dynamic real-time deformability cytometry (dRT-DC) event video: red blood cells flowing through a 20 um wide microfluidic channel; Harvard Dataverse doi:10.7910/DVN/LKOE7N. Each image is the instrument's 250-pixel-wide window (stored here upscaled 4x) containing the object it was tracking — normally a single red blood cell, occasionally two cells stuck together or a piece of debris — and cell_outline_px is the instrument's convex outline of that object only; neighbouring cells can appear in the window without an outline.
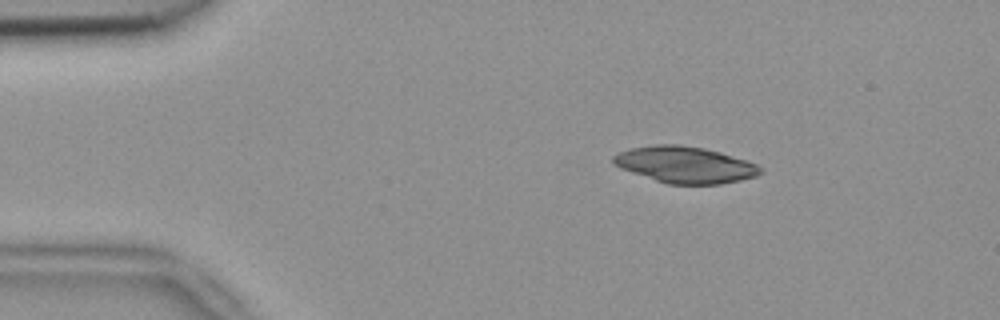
{"species": "common noctule bat (a hibernating species)", "species_latin": "Nyctalus noctula", "temperature_condition": "room temperature", "stored_images_in_passage": 3, "camera_frame_rate_fps": 3000, "um_per_image_px": 0.085, "animal": {"sex": "female", "body_mass_g": 18.4}, "frame": {"image": 1, "passage_image": 1, "time_ms": 0.0, "image_size_px": [1000, 320], "cell_outline_px": [[764, 172], [756, 176], [740, 180], [720, 184], [668, 184], [620, 168], [612, 160], [612, 156], [628, 148], [656, 144], [676, 144], [704, 148], [720, 152], [756, 164], [764, 168]], "centroid_in_image_um": [58.24, 14.0], "position_along_channel_um": 26.8, "area_um2": 31.1}}